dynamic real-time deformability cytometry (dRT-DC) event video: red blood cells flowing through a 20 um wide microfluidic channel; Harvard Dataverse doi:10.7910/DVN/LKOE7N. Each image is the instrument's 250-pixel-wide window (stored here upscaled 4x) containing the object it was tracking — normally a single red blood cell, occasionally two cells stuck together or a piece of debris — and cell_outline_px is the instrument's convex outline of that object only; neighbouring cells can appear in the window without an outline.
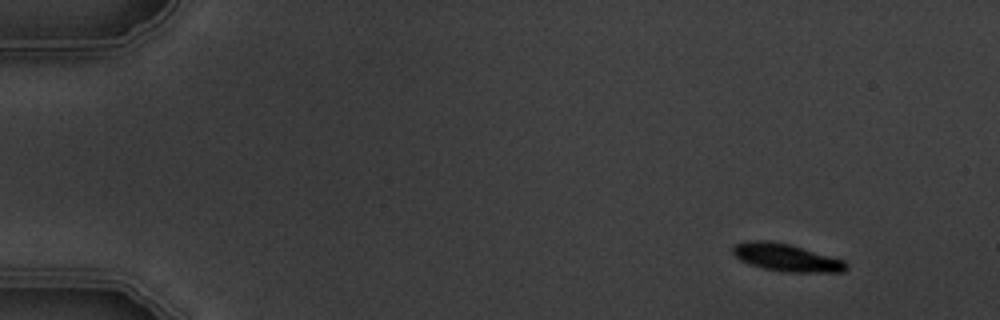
{"species": "common noctule bat (a hibernating species)", "species_latin": "Nyctalus noctula", "temperature_condition": "warm", "stored_images_in_passage": 9, "camera_frame_rate_fps": 3000, "um_per_image_px": 0.085, "animal": {"sex": "male", "body_mass_g": 19.5, "forearm_length_mm": 54.6}, "frame": {"image": 1, "passage_image": 1, "time_ms": 0.0, "image_size_px": [1000, 320], "cell_outline_px": [[848, 268], [844, 272], [780, 272], [764, 268], [740, 260], [732, 252], [732, 248], [736, 244], [748, 240], [768, 240], [792, 244], [844, 260], [848, 264]], "centroid_in_image_um": [66.87, 21.88], "position_along_channel_um": 18.1, "area_um2": 18.38}}
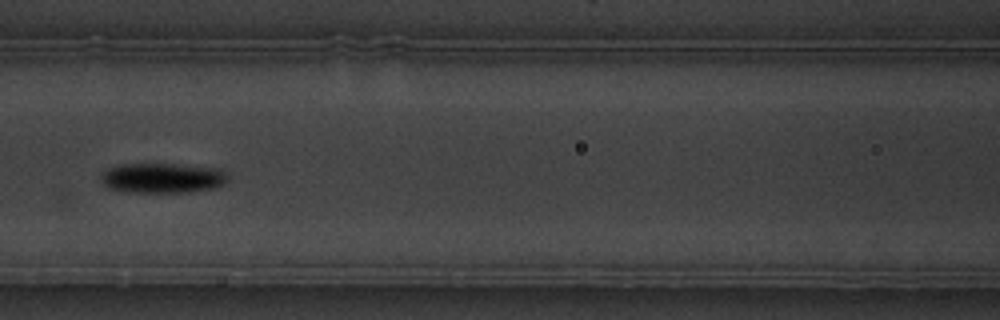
{"frame": {"image": 2, "passage_image": 6, "time_ms": 6.667, "image_size_px": [1000, 320], "cell_outline_px": [[228, 180], [224, 184], [216, 188], [188, 192], [128, 192], [108, 188], [100, 180], [100, 176], [108, 168], [124, 164], [172, 164], [216, 168], [224, 172], [228, 176]], "centroid_in_image_um": [13.81, 15.14], "position_along_channel_um": 152.8, "area_um2": 22.14}}
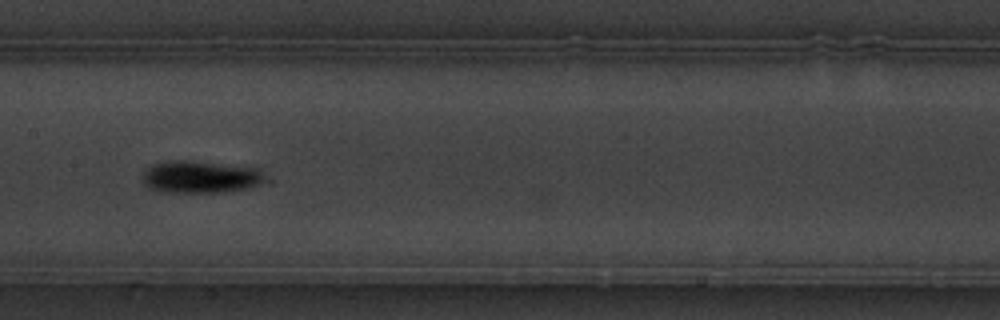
{"frame": {"image": 3, "passage_image": 7, "time_ms": 7.667, "image_size_px": [1000, 320], "cell_outline_px": [[264, 180], [260, 184], [248, 188], [224, 192], [160, 192], [148, 188], [140, 180], [144, 172], [152, 164], [168, 160], [184, 160], [256, 168], [264, 172]], "centroid_in_image_um": [16.97, 15.05], "position_along_channel_um": 190.4, "area_um2": 23.06}}